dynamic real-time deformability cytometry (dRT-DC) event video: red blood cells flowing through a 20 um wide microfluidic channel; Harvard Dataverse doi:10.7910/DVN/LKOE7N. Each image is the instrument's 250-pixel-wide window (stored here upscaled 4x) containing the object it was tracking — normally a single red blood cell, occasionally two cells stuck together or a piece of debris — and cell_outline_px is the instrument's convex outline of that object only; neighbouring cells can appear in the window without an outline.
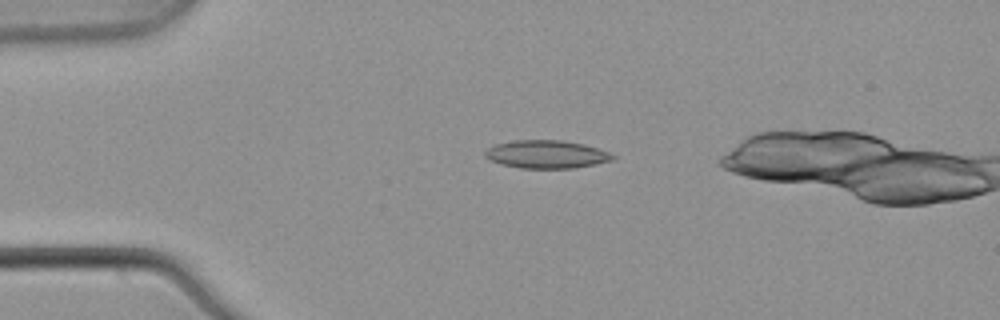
{"species": "common noctule bat (a hibernating species)", "species_latin": "Nyctalus noctula", "temperature_condition": "warm", "stored_images_in_passage": 5, "camera_frame_rate_fps": 3000, "um_per_image_px": 0.085, "animal": {"sex": "male", "body_mass_g": 21.5, "forearm_length_mm": 52.0}, "frame": {"image": 1, "passage_image": 3, "time_ms": 0.667, "image_size_px": [1000, 320], "cell_outline_px": [[616, 156], [612, 160], [596, 164], [572, 168], [520, 168], [500, 164], [488, 160], [484, 156], [484, 152], [492, 144], [512, 140], [560, 140], [584, 144], [608, 152]], "centroid_in_image_um": [46.38, 13.11], "position_along_channel_um": 38.6, "area_um2": 20.98}}